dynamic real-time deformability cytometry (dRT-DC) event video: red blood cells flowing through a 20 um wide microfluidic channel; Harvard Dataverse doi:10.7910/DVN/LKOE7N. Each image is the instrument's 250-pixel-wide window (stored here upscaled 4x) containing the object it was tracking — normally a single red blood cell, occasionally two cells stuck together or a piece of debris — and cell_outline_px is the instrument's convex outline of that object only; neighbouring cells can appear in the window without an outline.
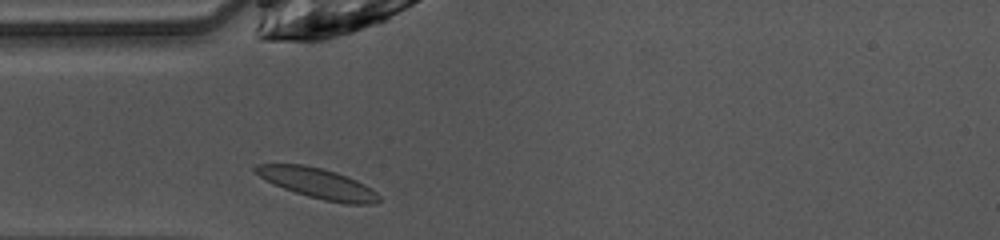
{"species": "common noctule bat (a hibernating species)", "species_latin": "Nyctalus noctula", "temperature_condition": "warm", "stored_images_in_passage": 26, "camera_frame_rate_fps": 3000, "um_per_image_px": 0.085, "animal": {"sex": "female", "body_mass_g": 10.0, "forearm_length_mm": 53.1}, "frame": {"image": 1, "passage_image": 1, "time_ms": 0.0, "image_size_px": [1000, 240], "cell_outline_px": [[380, 200], [376, 204], [348, 204], [324, 200], [308, 196], [284, 188], [260, 176], [252, 168], [256, 164], [304, 164], [336, 172], [356, 180], [364, 184], [376, 192], [380, 196]], "centroid_in_image_um": [27.05, 15.58], "position_along_channel_um": 58.0, "area_um2": 21.44}}
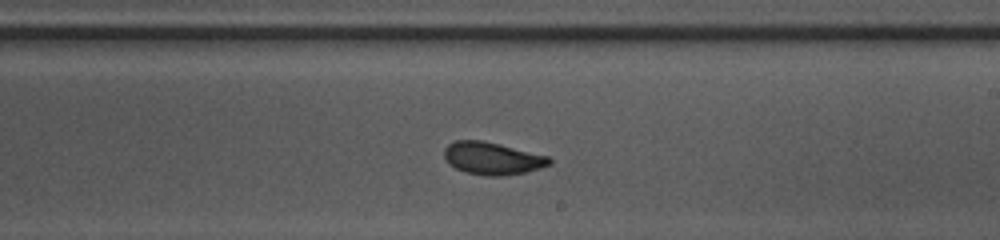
{"frame": {"image": 2, "passage_image": 15, "time_ms": 4.667, "image_size_px": [1000, 240], "cell_outline_px": [[552, 164], [528, 172], [504, 176], [488, 176], [464, 172], [456, 168], [444, 156], [444, 148], [448, 144], [456, 140], [480, 140], [500, 144], [548, 156], [552, 160]], "centroid_in_image_um": [41.88, 13.47], "position_along_channel_um": 247.1, "area_um2": 19.88}}
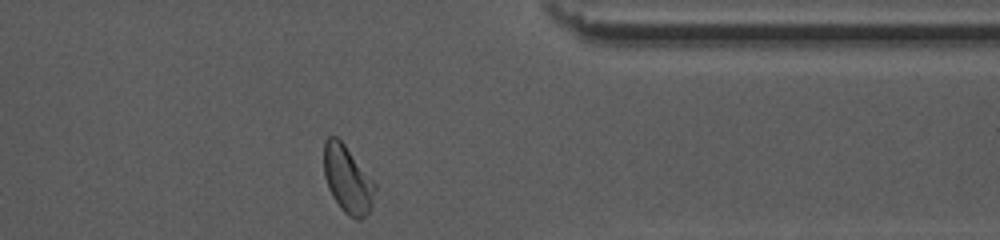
{"frame": {"image": 3, "passage_image": 26, "time_ms": 8.333, "image_size_px": [1000, 240], "cell_outline_px": [[376, 188], [372, 204], [368, 212], [360, 220], [356, 220], [348, 216], [340, 208], [332, 196], [328, 188], [324, 176], [324, 140], [328, 136], [336, 136], [344, 144], [376, 184]], "centroid_in_image_um": [29.53, 15.26], "position_along_channel_um": 381.9, "area_um2": 20.0}, "authors_computed_cell_mechanics": {"area_um2": 19.6809, "velocity_mm_per_s": 4.0487, "shape_relaxation_time_tau1_ms": 3.2696, "shape_relaxation_time_tau2_ms": 1.7443, "deformation_change_tau1": 0.1485, "deformation_change_tau2": 0.0523}}